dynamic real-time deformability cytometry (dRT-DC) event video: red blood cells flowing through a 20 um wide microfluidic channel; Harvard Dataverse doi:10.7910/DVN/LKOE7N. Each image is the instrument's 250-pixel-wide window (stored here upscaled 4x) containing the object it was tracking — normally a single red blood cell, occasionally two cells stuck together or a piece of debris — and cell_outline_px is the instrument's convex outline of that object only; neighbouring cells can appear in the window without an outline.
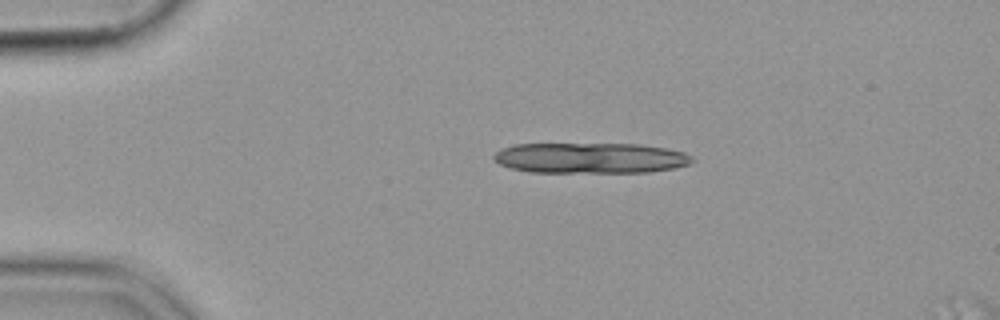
{"species": "common noctule bat (a hibernating species)", "species_latin": "Nyctalus noctula", "temperature_condition": "cold", "stored_images_in_passage": 11, "camera_frame_rate_fps": 3000, "um_per_image_px": 0.085, "animal": {"sex": "female", "body_mass_g": 19.9}, "frame": {"image": 1, "passage_image": 1, "time_ms": 0.0, "image_size_px": [1000, 320], "cell_outline_px": [[696, 160], [692, 164], [672, 168], [648, 172], [532, 172], [512, 168], [500, 164], [492, 156], [500, 148], [512, 144], [640, 144], [664, 148], [684, 152], [692, 156]], "centroid_in_image_um": [50.2, 13.42], "position_along_channel_um": 34.8, "area_um2": 35.43}}
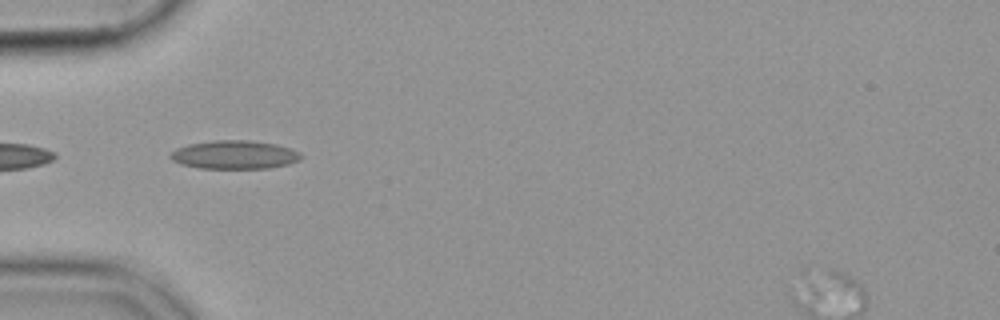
{"frame": {"image": 2, "passage_image": 8, "time_ms": 2.333, "image_size_px": [1000, 320], "cell_outline_px": [[304, 156], [300, 160], [288, 164], [268, 168], [200, 168], [180, 164], [172, 160], [168, 156], [176, 148], [188, 144], [212, 140], [248, 140], [276, 144], [292, 148], [300, 152]], "centroid_in_image_um": [19.95, 13.15], "position_along_channel_um": 65.1, "area_um2": 21.85}}